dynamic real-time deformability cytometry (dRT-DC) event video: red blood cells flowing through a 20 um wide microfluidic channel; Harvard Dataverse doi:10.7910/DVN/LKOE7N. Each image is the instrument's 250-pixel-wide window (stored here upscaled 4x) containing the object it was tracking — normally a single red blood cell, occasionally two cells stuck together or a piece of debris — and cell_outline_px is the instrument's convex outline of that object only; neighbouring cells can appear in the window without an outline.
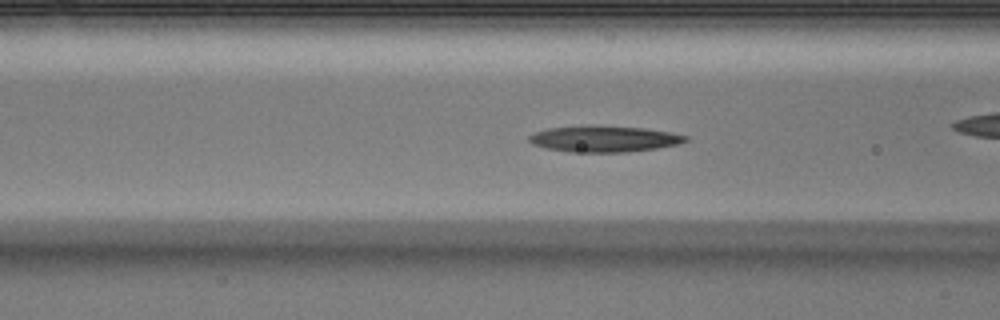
{"species": "Egyptian fruit bat (a non-hibernating species)", "species_latin": "Rousettus aegyptiacus", "temperature_condition": "warm", "stored_images_in_passage": 44, "camera_frame_rate_fps": 3000, "um_per_image_px": 0.085, "animal": {"sex": "male"}, "frame": {"image": 1, "passage_image": 13, "time_ms": 4.0, "image_size_px": [1000, 320], "cell_outline_px": [[688, 140], [680, 144], [656, 148], [628, 152], [572, 152], [548, 148], [532, 144], [528, 140], [528, 136], [532, 132], [548, 128], [584, 124], [588, 124], [644, 128], [672, 132], [688, 136]], "centroid_in_image_um": [51.33, 11.78], "position_along_channel_um": 115.3, "area_um2": 24.33}}
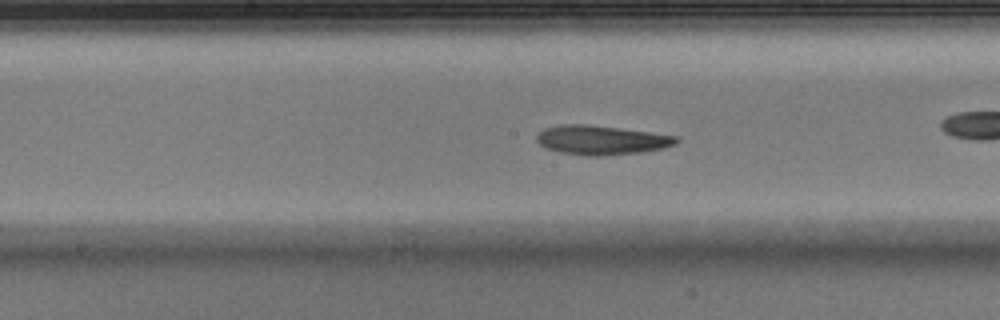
{"frame": {"image": 2, "passage_image": 19, "time_ms": 6.0, "image_size_px": [1000, 320], "cell_outline_px": [[680, 140], [676, 144], [664, 148], [640, 152], [604, 156], [584, 156], [560, 152], [544, 148], [536, 140], [536, 136], [544, 128], [560, 124], [588, 124], [680, 136]], "centroid_in_image_um": [51.12, 11.91], "position_along_channel_um": 197.1, "area_um2": 24.04}, "authors_computed_cell_mechanics": {"area_um2": 24.0448, "velocity_mm_per_s": 4.0787, "shape_relaxation_time_tau1_ms": 3.6024, "shape_relaxation_time_tau2_ms": 4.8938, "deformation_change_tau1": 0.1545, "deformation_change_tau2": 0.111}}